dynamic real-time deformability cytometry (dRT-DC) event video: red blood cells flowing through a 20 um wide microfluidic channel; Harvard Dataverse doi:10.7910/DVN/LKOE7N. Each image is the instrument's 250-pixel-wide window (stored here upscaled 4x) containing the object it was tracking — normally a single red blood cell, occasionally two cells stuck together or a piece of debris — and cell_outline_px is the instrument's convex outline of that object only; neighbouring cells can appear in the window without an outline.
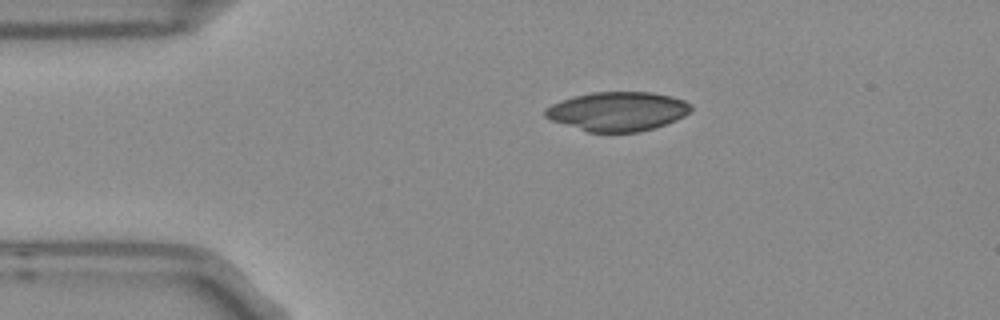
{"species": "Egyptian fruit bat (a non-hibernating species)", "species_latin": "Rousettus aegyptiacus", "temperature_condition": "room temperature", "stored_images_in_passage": 2, "camera_frame_rate_fps": 3000, "um_per_image_px": 0.085, "frame": {"image": 1, "passage_image": 1, "time_ms": 0.0, "image_size_px": [1000, 320], "cell_outline_px": [[692, 108], [684, 116], [668, 124], [640, 132], [588, 132], [552, 120], [544, 116], [544, 108], [552, 104], [572, 96], [592, 92], [652, 92], [672, 96], [684, 100], [692, 104]], "centroid_in_image_um": [52.52, 9.46], "position_along_channel_um": 32.5, "area_um2": 33.41}}